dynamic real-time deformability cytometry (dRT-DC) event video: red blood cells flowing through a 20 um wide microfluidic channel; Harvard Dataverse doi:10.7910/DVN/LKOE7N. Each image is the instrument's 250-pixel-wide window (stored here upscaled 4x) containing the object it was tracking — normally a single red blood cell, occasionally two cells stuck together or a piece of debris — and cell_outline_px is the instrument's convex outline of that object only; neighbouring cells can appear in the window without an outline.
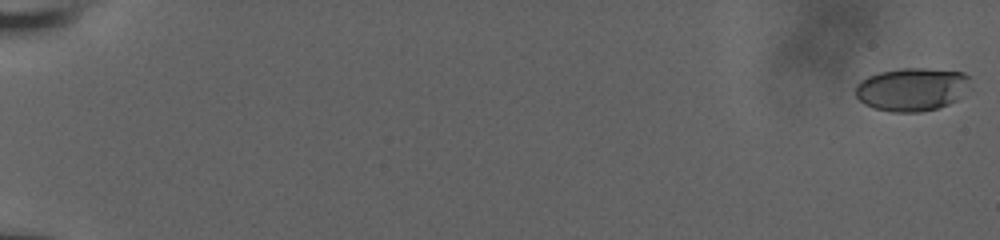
{"species": "human", "species_latin": "Homo sapiens", "temperature_condition": "room temperature", "stored_images_in_passage": 24, "camera_frame_rate_fps": 3000, "um_per_image_px": 0.085, "donor": {"sex": "male"}, "frame": {"image": 1, "passage_image": 1, "time_ms": 0.0, "image_size_px": [1000, 240], "cell_outline_px": [[968, 76], [956, 100], [948, 104], [936, 108], [920, 112], [892, 112], [872, 108], [864, 104], [856, 96], [856, 84], [860, 80], [868, 76], [880, 72], [900, 68], [924, 68], [964, 72]], "centroid_in_image_um": [77.39, 7.59], "position_along_channel_um": 7.6, "area_um2": 28.32}}
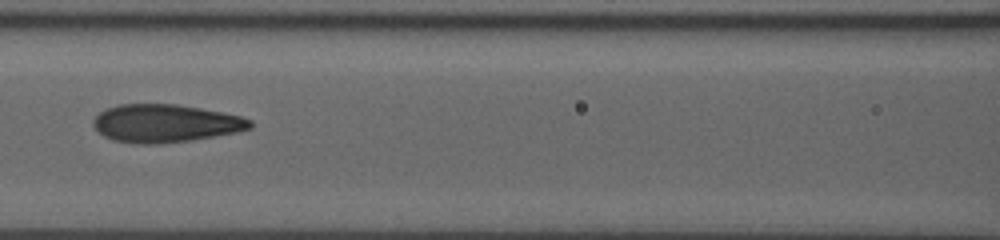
{"frame": {"image": 2, "passage_image": 21, "time_ms": 6.667, "image_size_px": [1000, 240], "cell_outline_px": [[252, 128], [236, 132], [192, 140], [152, 144], [140, 144], [112, 140], [104, 136], [92, 124], [92, 120], [100, 112], [108, 108], [120, 104], [176, 104], [200, 108], [240, 116], [252, 120]], "centroid_in_image_um": [14.05, 10.48], "position_along_channel_um": 152.6, "area_um2": 34.45}}
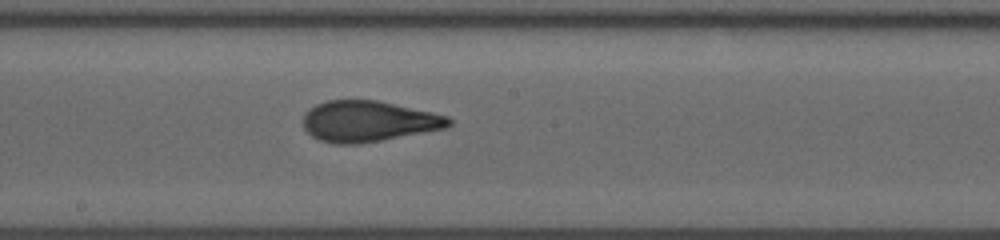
{"frame": {"image": 3, "passage_image": 24, "time_ms": 7.667, "image_size_px": [1000, 240], "cell_outline_px": [[452, 124], [448, 128], [360, 144], [336, 144], [320, 140], [312, 136], [304, 128], [304, 112], [308, 108], [316, 104], [328, 100], [376, 100], [432, 112], [448, 116], [452, 120]], "centroid_in_image_um": [31.32, 10.31], "position_along_channel_um": 216.9, "area_um2": 34.8}}